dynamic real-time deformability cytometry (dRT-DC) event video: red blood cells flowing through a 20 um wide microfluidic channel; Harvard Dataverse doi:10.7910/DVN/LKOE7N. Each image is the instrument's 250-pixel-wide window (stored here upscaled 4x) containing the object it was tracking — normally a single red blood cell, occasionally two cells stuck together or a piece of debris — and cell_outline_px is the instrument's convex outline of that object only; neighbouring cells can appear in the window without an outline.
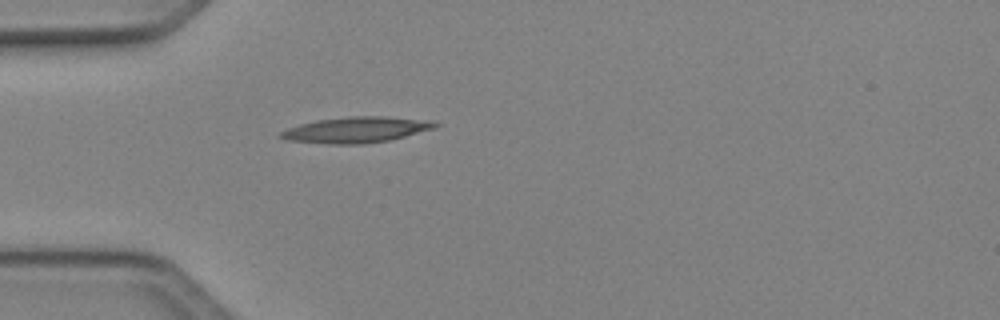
{"species": "Egyptian fruit bat (a non-hibernating species)", "species_latin": "Rousettus aegyptiacus", "temperature_condition": "cold", "stored_images_in_passage": 36, "camera_frame_rate_fps": 3000, "um_per_image_px": 0.085, "animal": {"sex": "female"}, "frame": {"image": 1, "passage_image": 1, "time_ms": 0.0, "image_size_px": [1000, 320], "cell_outline_px": [[440, 124], [436, 128], [388, 140], [364, 144], [328, 144], [288, 140], [276, 136], [280, 132], [288, 128], [300, 124], [316, 120], [348, 116], [384, 116], [432, 120]], "centroid_in_image_um": [30.28, 11.02], "position_along_channel_um": 54.7, "area_um2": 23.35}}
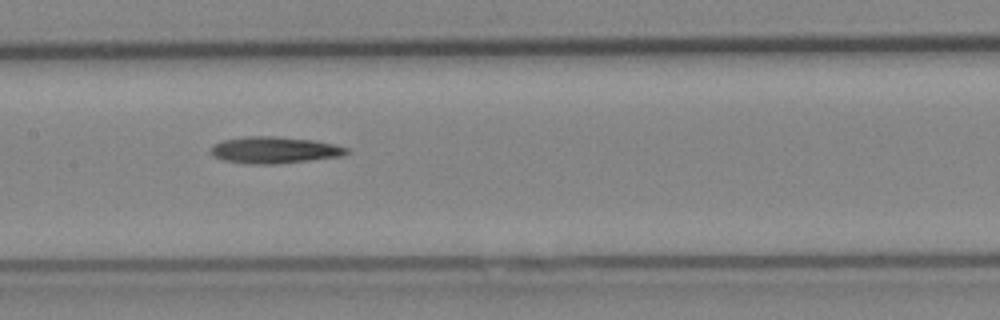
{"frame": {"image": 2, "passage_image": 11, "time_ms": 3.333, "image_size_px": [1000, 320], "cell_outline_px": [[352, 152], [344, 156], [272, 164], [248, 164], [224, 160], [212, 156], [208, 152], [208, 148], [212, 144], [224, 140], [248, 136], [276, 136], [312, 140], [332, 144], [348, 148]], "centroid_in_image_um": [23.28, 12.75], "position_along_channel_um": 184.1, "area_um2": 21.21}}
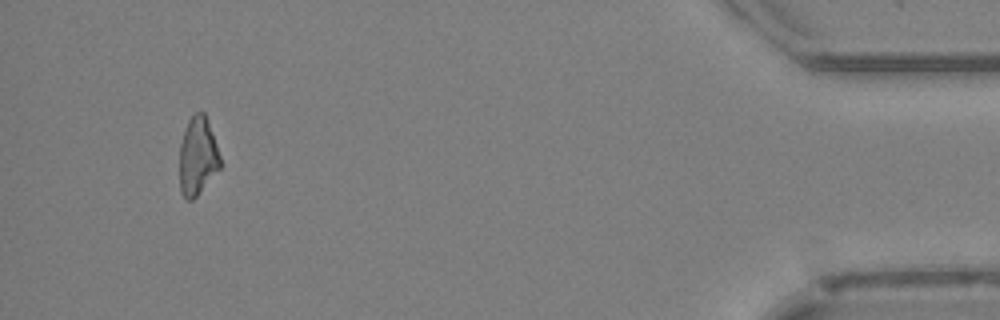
{"frame": {"image": 3, "passage_image": 33, "time_ms": 10.667, "image_size_px": [1000, 320], "cell_outline_px": [[220, 168], [196, 196], [192, 200], [188, 200], [180, 192], [180, 144], [188, 120], [196, 112], [204, 112], [216, 144], [220, 156]], "centroid_in_image_um": [16.79, 13.29], "position_along_channel_um": 418.4, "area_um2": 18.15}}